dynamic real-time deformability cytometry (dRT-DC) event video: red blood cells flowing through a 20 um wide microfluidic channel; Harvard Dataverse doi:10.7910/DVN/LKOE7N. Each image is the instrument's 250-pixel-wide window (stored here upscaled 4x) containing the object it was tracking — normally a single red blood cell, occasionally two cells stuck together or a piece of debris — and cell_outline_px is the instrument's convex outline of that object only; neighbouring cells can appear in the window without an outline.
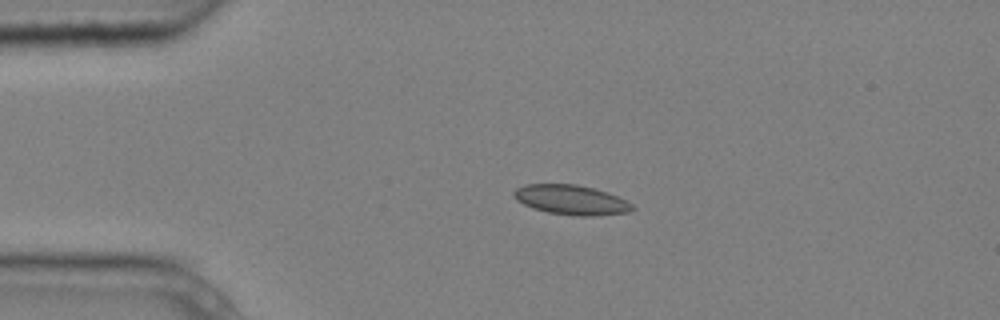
{"species": "common noctule bat (a hibernating species)", "species_latin": "Nyctalus noctula", "temperature_condition": "cold", "stored_images_in_passage": 2, "camera_frame_rate_fps": 3000, "um_per_image_px": 0.085, "animal": {"sex": "male", "body_mass_g": 20.4}, "frame": {"image": 1, "passage_image": 1, "time_ms": 0.0, "image_size_px": [1000, 320], "cell_outline_px": [[636, 208], [628, 212], [596, 216], [580, 216], [548, 212], [532, 208], [516, 200], [512, 196], [512, 192], [516, 188], [524, 184], [576, 184], [592, 188], [616, 196], [632, 204]], "centroid_in_image_um": [48.5, 16.99], "position_along_channel_um": 36.5, "area_um2": 20.4}}